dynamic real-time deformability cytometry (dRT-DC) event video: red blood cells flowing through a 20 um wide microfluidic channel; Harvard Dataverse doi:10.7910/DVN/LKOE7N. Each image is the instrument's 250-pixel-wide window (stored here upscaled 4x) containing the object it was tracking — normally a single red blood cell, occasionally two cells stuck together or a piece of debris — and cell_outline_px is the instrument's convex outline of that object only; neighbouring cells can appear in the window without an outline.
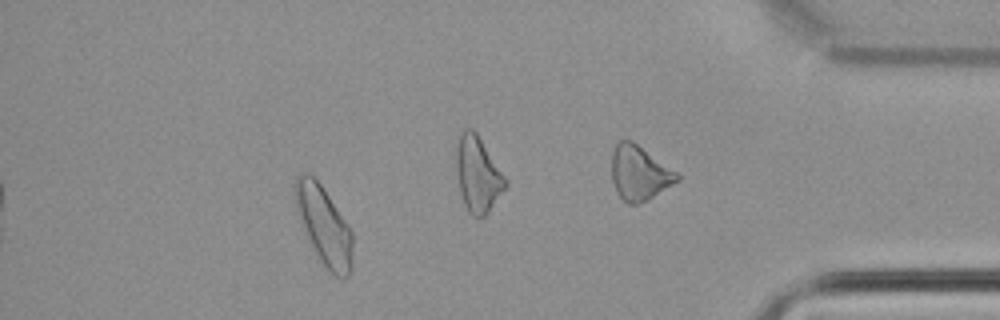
{"species": "common noctule bat (a hibernating species)", "species_latin": "Nyctalus noctula", "temperature_condition": "cold", "stored_images_in_passage": 46, "camera_frame_rate_fps": 3000, "um_per_image_px": 0.085, "animal": {"sex": "female", "body_mass_g": 22.7, "forearm_length_mm": 54.2}, "frame": {"image": 1, "passage_image": 40, "time_ms": 13.0, "image_size_px": [1000, 320], "cell_outline_px": [[352, 272], [344, 280], [340, 280], [324, 268], [304, 232], [296, 212], [292, 188], [292, 184], [296, 176], [300, 172], [308, 172], [320, 184], [348, 224], [352, 232]], "centroid_in_image_um": [27.5, 19.19], "position_along_channel_um": 407.7, "area_um2": 26.99}}